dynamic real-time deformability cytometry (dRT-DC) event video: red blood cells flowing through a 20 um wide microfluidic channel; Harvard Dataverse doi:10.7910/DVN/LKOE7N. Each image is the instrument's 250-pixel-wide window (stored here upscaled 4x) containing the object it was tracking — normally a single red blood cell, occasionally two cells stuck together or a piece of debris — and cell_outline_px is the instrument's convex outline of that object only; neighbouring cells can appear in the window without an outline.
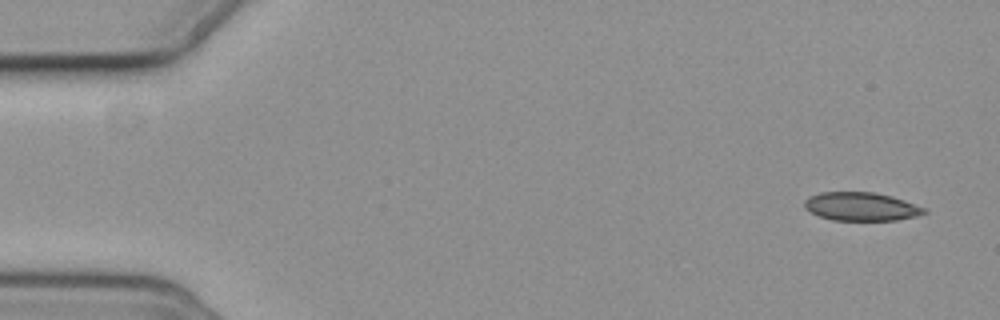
{"species": "common noctule bat (a hibernating species)", "species_latin": "Nyctalus noctula", "temperature_condition": "cold", "stored_images_in_passage": 5, "camera_frame_rate_fps": 3000, "um_per_image_px": 0.085, "animal": {"sex": "female", "body_mass_g": 19.3, "forearm_length_mm": 54.1}, "frame": {"image": 1, "passage_image": 1, "time_ms": 0.0, "image_size_px": [1000, 320], "cell_outline_px": [[928, 212], [916, 216], [896, 220], [832, 220], [820, 216], [804, 208], [804, 200], [808, 196], [820, 192], [876, 192], [892, 196], [928, 208]], "centroid_in_image_um": [73.22, 17.55], "position_along_channel_um": 11.8, "area_um2": 20.0}}